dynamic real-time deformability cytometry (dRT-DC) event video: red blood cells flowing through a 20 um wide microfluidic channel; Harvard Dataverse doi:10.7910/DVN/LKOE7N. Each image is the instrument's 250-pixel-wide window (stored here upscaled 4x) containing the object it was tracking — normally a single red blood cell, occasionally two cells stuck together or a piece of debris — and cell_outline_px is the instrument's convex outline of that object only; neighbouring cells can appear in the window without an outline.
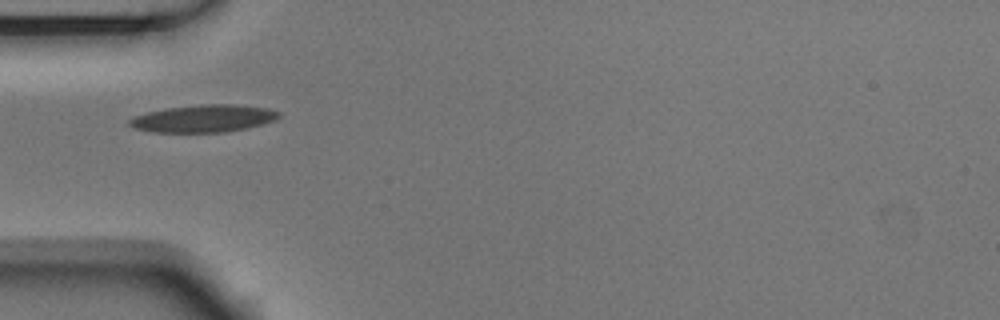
{"species": "Egyptian fruit bat (a non-hibernating species)", "species_latin": "Rousettus aegyptiacus", "temperature_condition": "room temperature", "stored_images_in_passage": 15, "camera_frame_rate_fps": 3000, "um_per_image_px": 0.085, "animal": {"sex": "male"}, "frame": {"image": 1, "passage_image": 1, "time_ms": 0.0, "image_size_px": [1000, 320], "cell_outline_px": [[280, 116], [276, 120], [244, 128], [224, 132], [152, 132], [132, 128], [128, 124], [128, 120], [136, 116], [148, 112], [164, 108], [200, 104], [236, 104], [268, 108], [280, 112]], "centroid_in_image_um": [17.28, 10.06], "position_along_channel_um": 67.7, "area_um2": 23.87}}